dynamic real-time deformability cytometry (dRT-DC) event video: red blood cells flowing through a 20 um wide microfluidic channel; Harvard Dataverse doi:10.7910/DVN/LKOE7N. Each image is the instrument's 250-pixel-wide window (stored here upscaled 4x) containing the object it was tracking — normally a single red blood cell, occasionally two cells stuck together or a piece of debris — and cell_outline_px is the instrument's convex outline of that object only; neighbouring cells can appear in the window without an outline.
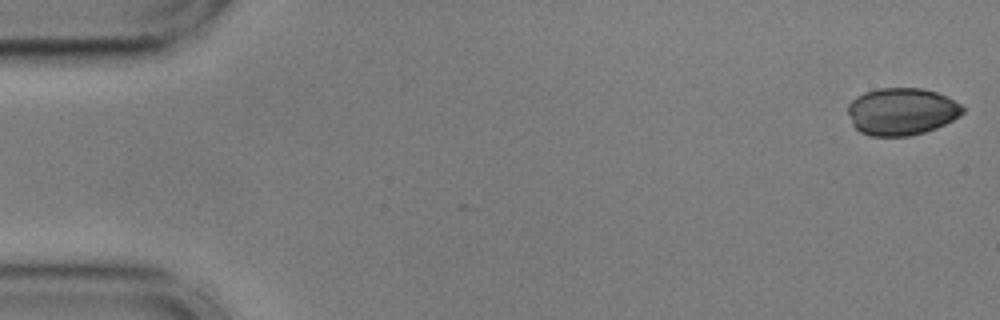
{"species": "common noctule bat (a hibernating species)", "species_latin": "Nyctalus noctula", "temperature_condition": "cold", "stored_images_in_passage": 55, "camera_frame_rate_fps": 3000, "um_per_image_px": 0.085, "animal": {"sex": "male", "body_mass_g": 17.9, "forearm_length_mm": 54.2}, "frame": {"image": 1, "passage_image": 1, "time_ms": 0.0, "image_size_px": [1000, 320], "cell_outline_px": [[964, 112], [960, 116], [936, 128], [924, 132], [908, 136], [872, 136], [860, 132], [852, 124], [848, 112], [848, 104], [856, 96], [864, 92], [880, 88], [924, 88], [936, 92], [960, 104], [964, 108]], "centroid_in_image_um": [76.62, 9.47], "position_along_channel_um": 8.4, "area_um2": 31.56}}
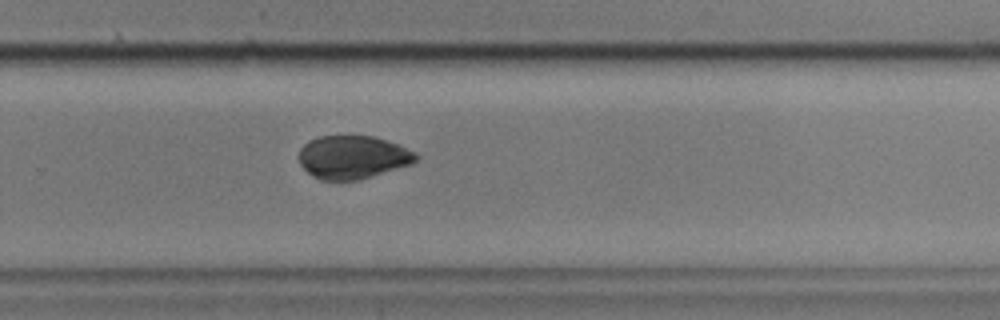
{"frame": {"image": 2, "passage_image": 36, "time_ms": 11.667, "image_size_px": [1000, 320], "cell_outline_px": [[420, 156], [412, 164], [372, 176], [356, 180], [320, 180], [312, 176], [300, 164], [300, 148], [308, 140], [320, 136], [372, 136], [400, 144], [416, 152]], "centroid_in_image_um": [30.01, 13.35], "position_along_channel_um": 299.8, "area_um2": 29.54}}
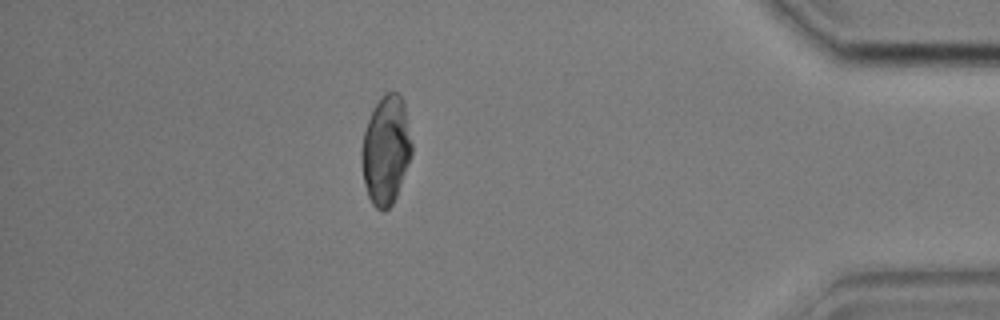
{"frame": {"image": 3, "passage_image": 48, "time_ms": 15.667, "image_size_px": [1000, 320], "cell_outline_px": [[412, 152], [396, 196], [392, 204], [384, 212], [380, 212], [372, 204], [368, 196], [364, 184], [360, 156], [360, 152], [364, 132], [368, 120], [380, 96], [384, 92], [400, 92], [404, 100], [412, 144]], "centroid_in_image_um": [32.79, 12.74], "position_along_channel_um": 402.4, "area_um2": 31.96}}